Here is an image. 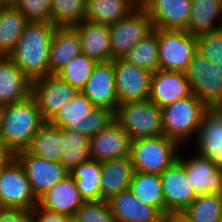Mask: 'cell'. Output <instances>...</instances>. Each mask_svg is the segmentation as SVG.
Masks as SVG:
<instances>
[{"label": "cell", "instance_id": "32", "mask_svg": "<svg viewBox=\"0 0 222 222\" xmlns=\"http://www.w3.org/2000/svg\"><path fill=\"white\" fill-rule=\"evenodd\" d=\"M101 169L102 162L89 159L80 163L70 172L84 201L102 200L100 192Z\"/></svg>", "mask_w": 222, "mask_h": 222}, {"label": "cell", "instance_id": "22", "mask_svg": "<svg viewBox=\"0 0 222 222\" xmlns=\"http://www.w3.org/2000/svg\"><path fill=\"white\" fill-rule=\"evenodd\" d=\"M32 81L7 57L0 56V107L31 95Z\"/></svg>", "mask_w": 222, "mask_h": 222}, {"label": "cell", "instance_id": "24", "mask_svg": "<svg viewBox=\"0 0 222 222\" xmlns=\"http://www.w3.org/2000/svg\"><path fill=\"white\" fill-rule=\"evenodd\" d=\"M79 34L73 26H56L49 54V74H56L81 54Z\"/></svg>", "mask_w": 222, "mask_h": 222}, {"label": "cell", "instance_id": "43", "mask_svg": "<svg viewBox=\"0 0 222 222\" xmlns=\"http://www.w3.org/2000/svg\"><path fill=\"white\" fill-rule=\"evenodd\" d=\"M0 222H34L32 210L5 209L0 215Z\"/></svg>", "mask_w": 222, "mask_h": 222}, {"label": "cell", "instance_id": "6", "mask_svg": "<svg viewBox=\"0 0 222 222\" xmlns=\"http://www.w3.org/2000/svg\"><path fill=\"white\" fill-rule=\"evenodd\" d=\"M0 201L5 209L32 210L38 199L23 166L12 155L0 164Z\"/></svg>", "mask_w": 222, "mask_h": 222}, {"label": "cell", "instance_id": "19", "mask_svg": "<svg viewBox=\"0 0 222 222\" xmlns=\"http://www.w3.org/2000/svg\"><path fill=\"white\" fill-rule=\"evenodd\" d=\"M112 215L118 222H162L163 214L155 207L138 200L130 189L109 200Z\"/></svg>", "mask_w": 222, "mask_h": 222}, {"label": "cell", "instance_id": "25", "mask_svg": "<svg viewBox=\"0 0 222 222\" xmlns=\"http://www.w3.org/2000/svg\"><path fill=\"white\" fill-rule=\"evenodd\" d=\"M134 172L130 156L102 162L101 199L107 201L128 190Z\"/></svg>", "mask_w": 222, "mask_h": 222}, {"label": "cell", "instance_id": "39", "mask_svg": "<svg viewBox=\"0 0 222 222\" xmlns=\"http://www.w3.org/2000/svg\"><path fill=\"white\" fill-rule=\"evenodd\" d=\"M73 217L79 222H118L106 200L85 201Z\"/></svg>", "mask_w": 222, "mask_h": 222}, {"label": "cell", "instance_id": "28", "mask_svg": "<svg viewBox=\"0 0 222 222\" xmlns=\"http://www.w3.org/2000/svg\"><path fill=\"white\" fill-rule=\"evenodd\" d=\"M62 141V128L45 122L32 137L26 151L49 161L60 162Z\"/></svg>", "mask_w": 222, "mask_h": 222}, {"label": "cell", "instance_id": "47", "mask_svg": "<svg viewBox=\"0 0 222 222\" xmlns=\"http://www.w3.org/2000/svg\"><path fill=\"white\" fill-rule=\"evenodd\" d=\"M9 155L1 148L0 146V164L8 157Z\"/></svg>", "mask_w": 222, "mask_h": 222}, {"label": "cell", "instance_id": "27", "mask_svg": "<svg viewBox=\"0 0 222 222\" xmlns=\"http://www.w3.org/2000/svg\"><path fill=\"white\" fill-rule=\"evenodd\" d=\"M138 6L135 0H86L84 20L112 25L128 16Z\"/></svg>", "mask_w": 222, "mask_h": 222}, {"label": "cell", "instance_id": "17", "mask_svg": "<svg viewBox=\"0 0 222 222\" xmlns=\"http://www.w3.org/2000/svg\"><path fill=\"white\" fill-rule=\"evenodd\" d=\"M131 144L132 138L115 121L108 128L90 138V157L98 162L129 157Z\"/></svg>", "mask_w": 222, "mask_h": 222}, {"label": "cell", "instance_id": "20", "mask_svg": "<svg viewBox=\"0 0 222 222\" xmlns=\"http://www.w3.org/2000/svg\"><path fill=\"white\" fill-rule=\"evenodd\" d=\"M71 174L61 179L48 189L39 199L38 205L48 211L63 213L73 217L76 210L84 203Z\"/></svg>", "mask_w": 222, "mask_h": 222}, {"label": "cell", "instance_id": "38", "mask_svg": "<svg viewBox=\"0 0 222 222\" xmlns=\"http://www.w3.org/2000/svg\"><path fill=\"white\" fill-rule=\"evenodd\" d=\"M197 52L222 70V29L197 36Z\"/></svg>", "mask_w": 222, "mask_h": 222}, {"label": "cell", "instance_id": "15", "mask_svg": "<svg viewBox=\"0 0 222 222\" xmlns=\"http://www.w3.org/2000/svg\"><path fill=\"white\" fill-rule=\"evenodd\" d=\"M81 92L95 107L116 111L118 100L113 60L97 62Z\"/></svg>", "mask_w": 222, "mask_h": 222}, {"label": "cell", "instance_id": "50", "mask_svg": "<svg viewBox=\"0 0 222 222\" xmlns=\"http://www.w3.org/2000/svg\"><path fill=\"white\" fill-rule=\"evenodd\" d=\"M139 5L144 1V0H135Z\"/></svg>", "mask_w": 222, "mask_h": 222}, {"label": "cell", "instance_id": "45", "mask_svg": "<svg viewBox=\"0 0 222 222\" xmlns=\"http://www.w3.org/2000/svg\"><path fill=\"white\" fill-rule=\"evenodd\" d=\"M16 0H0L2 7L15 6Z\"/></svg>", "mask_w": 222, "mask_h": 222}, {"label": "cell", "instance_id": "18", "mask_svg": "<svg viewBox=\"0 0 222 222\" xmlns=\"http://www.w3.org/2000/svg\"><path fill=\"white\" fill-rule=\"evenodd\" d=\"M192 95L190 83L184 72L159 69L152 74L149 98L158 107Z\"/></svg>", "mask_w": 222, "mask_h": 222}, {"label": "cell", "instance_id": "26", "mask_svg": "<svg viewBox=\"0 0 222 222\" xmlns=\"http://www.w3.org/2000/svg\"><path fill=\"white\" fill-rule=\"evenodd\" d=\"M222 29V0H191L187 31L199 36Z\"/></svg>", "mask_w": 222, "mask_h": 222}, {"label": "cell", "instance_id": "36", "mask_svg": "<svg viewBox=\"0 0 222 222\" xmlns=\"http://www.w3.org/2000/svg\"><path fill=\"white\" fill-rule=\"evenodd\" d=\"M86 0H51V23L73 26L84 21Z\"/></svg>", "mask_w": 222, "mask_h": 222}, {"label": "cell", "instance_id": "46", "mask_svg": "<svg viewBox=\"0 0 222 222\" xmlns=\"http://www.w3.org/2000/svg\"><path fill=\"white\" fill-rule=\"evenodd\" d=\"M214 162H215L216 168L222 173V154Z\"/></svg>", "mask_w": 222, "mask_h": 222}, {"label": "cell", "instance_id": "41", "mask_svg": "<svg viewBox=\"0 0 222 222\" xmlns=\"http://www.w3.org/2000/svg\"><path fill=\"white\" fill-rule=\"evenodd\" d=\"M29 22L51 23V0H16L15 6Z\"/></svg>", "mask_w": 222, "mask_h": 222}, {"label": "cell", "instance_id": "49", "mask_svg": "<svg viewBox=\"0 0 222 222\" xmlns=\"http://www.w3.org/2000/svg\"><path fill=\"white\" fill-rule=\"evenodd\" d=\"M68 222H79V221H77L74 217H70Z\"/></svg>", "mask_w": 222, "mask_h": 222}, {"label": "cell", "instance_id": "7", "mask_svg": "<svg viewBox=\"0 0 222 222\" xmlns=\"http://www.w3.org/2000/svg\"><path fill=\"white\" fill-rule=\"evenodd\" d=\"M159 69L185 72L197 52V36L186 30L158 29Z\"/></svg>", "mask_w": 222, "mask_h": 222}, {"label": "cell", "instance_id": "3", "mask_svg": "<svg viewBox=\"0 0 222 222\" xmlns=\"http://www.w3.org/2000/svg\"><path fill=\"white\" fill-rule=\"evenodd\" d=\"M209 109L194 94L161 107L163 135L177 142L181 147L185 146L189 139L194 141L200 123Z\"/></svg>", "mask_w": 222, "mask_h": 222}, {"label": "cell", "instance_id": "14", "mask_svg": "<svg viewBox=\"0 0 222 222\" xmlns=\"http://www.w3.org/2000/svg\"><path fill=\"white\" fill-rule=\"evenodd\" d=\"M140 5L147 11L153 28L187 31L191 0H144Z\"/></svg>", "mask_w": 222, "mask_h": 222}, {"label": "cell", "instance_id": "12", "mask_svg": "<svg viewBox=\"0 0 222 222\" xmlns=\"http://www.w3.org/2000/svg\"><path fill=\"white\" fill-rule=\"evenodd\" d=\"M13 156L23 166L37 199L70 174L60 162L43 159L26 150H20Z\"/></svg>", "mask_w": 222, "mask_h": 222}, {"label": "cell", "instance_id": "11", "mask_svg": "<svg viewBox=\"0 0 222 222\" xmlns=\"http://www.w3.org/2000/svg\"><path fill=\"white\" fill-rule=\"evenodd\" d=\"M113 68L118 105L149 98L152 72L127 63L122 58L113 60Z\"/></svg>", "mask_w": 222, "mask_h": 222}, {"label": "cell", "instance_id": "44", "mask_svg": "<svg viewBox=\"0 0 222 222\" xmlns=\"http://www.w3.org/2000/svg\"><path fill=\"white\" fill-rule=\"evenodd\" d=\"M162 222H190L182 213H170L163 216Z\"/></svg>", "mask_w": 222, "mask_h": 222}, {"label": "cell", "instance_id": "48", "mask_svg": "<svg viewBox=\"0 0 222 222\" xmlns=\"http://www.w3.org/2000/svg\"><path fill=\"white\" fill-rule=\"evenodd\" d=\"M5 208L0 201V215L4 212Z\"/></svg>", "mask_w": 222, "mask_h": 222}, {"label": "cell", "instance_id": "30", "mask_svg": "<svg viewBox=\"0 0 222 222\" xmlns=\"http://www.w3.org/2000/svg\"><path fill=\"white\" fill-rule=\"evenodd\" d=\"M141 202L157 208L165 215L161 176L135 171L129 188Z\"/></svg>", "mask_w": 222, "mask_h": 222}, {"label": "cell", "instance_id": "40", "mask_svg": "<svg viewBox=\"0 0 222 222\" xmlns=\"http://www.w3.org/2000/svg\"><path fill=\"white\" fill-rule=\"evenodd\" d=\"M81 123V134L92 138L115 122V111L95 108Z\"/></svg>", "mask_w": 222, "mask_h": 222}, {"label": "cell", "instance_id": "31", "mask_svg": "<svg viewBox=\"0 0 222 222\" xmlns=\"http://www.w3.org/2000/svg\"><path fill=\"white\" fill-rule=\"evenodd\" d=\"M122 59L154 73L159 70L158 28H153Z\"/></svg>", "mask_w": 222, "mask_h": 222}, {"label": "cell", "instance_id": "21", "mask_svg": "<svg viewBox=\"0 0 222 222\" xmlns=\"http://www.w3.org/2000/svg\"><path fill=\"white\" fill-rule=\"evenodd\" d=\"M79 34L82 53L95 62L112 61L109 25L82 21L73 25Z\"/></svg>", "mask_w": 222, "mask_h": 222}, {"label": "cell", "instance_id": "2", "mask_svg": "<svg viewBox=\"0 0 222 222\" xmlns=\"http://www.w3.org/2000/svg\"><path fill=\"white\" fill-rule=\"evenodd\" d=\"M56 25L29 22L8 58L31 80L49 75V54Z\"/></svg>", "mask_w": 222, "mask_h": 222}, {"label": "cell", "instance_id": "29", "mask_svg": "<svg viewBox=\"0 0 222 222\" xmlns=\"http://www.w3.org/2000/svg\"><path fill=\"white\" fill-rule=\"evenodd\" d=\"M25 15L16 7H2L0 10V56H7L14 50L26 25Z\"/></svg>", "mask_w": 222, "mask_h": 222}, {"label": "cell", "instance_id": "37", "mask_svg": "<svg viewBox=\"0 0 222 222\" xmlns=\"http://www.w3.org/2000/svg\"><path fill=\"white\" fill-rule=\"evenodd\" d=\"M96 63L97 62L93 59L81 53L68 62L67 65L55 75L72 87L81 91L90 77L92 69Z\"/></svg>", "mask_w": 222, "mask_h": 222}, {"label": "cell", "instance_id": "42", "mask_svg": "<svg viewBox=\"0 0 222 222\" xmlns=\"http://www.w3.org/2000/svg\"><path fill=\"white\" fill-rule=\"evenodd\" d=\"M32 215L34 222H68L70 218L66 214L48 211L39 205L32 209Z\"/></svg>", "mask_w": 222, "mask_h": 222}, {"label": "cell", "instance_id": "33", "mask_svg": "<svg viewBox=\"0 0 222 222\" xmlns=\"http://www.w3.org/2000/svg\"><path fill=\"white\" fill-rule=\"evenodd\" d=\"M62 154L60 163L70 173L90 157V138L69 128H62Z\"/></svg>", "mask_w": 222, "mask_h": 222}, {"label": "cell", "instance_id": "16", "mask_svg": "<svg viewBox=\"0 0 222 222\" xmlns=\"http://www.w3.org/2000/svg\"><path fill=\"white\" fill-rule=\"evenodd\" d=\"M195 153L192 156L189 154L188 157L180 154L178 156L195 194L221 193L222 173L216 168L215 162Z\"/></svg>", "mask_w": 222, "mask_h": 222}, {"label": "cell", "instance_id": "34", "mask_svg": "<svg viewBox=\"0 0 222 222\" xmlns=\"http://www.w3.org/2000/svg\"><path fill=\"white\" fill-rule=\"evenodd\" d=\"M95 108L93 103L80 91L70 103L61 108L50 123L59 128H69L81 133L82 120L89 116Z\"/></svg>", "mask_w": 222, "mask_h": 222}, {"label": "cell", "instance_id": "10", "mask_svg": "<svg viewBox=\"0 0 222 222\" xmlns=\"http://www.w3.org/2000/svg\"><path fill=\"white\" fill-rule=\"evenodd\" d=\"M152 29L151 19L141 5L117 23L109 25L112 59L122 58Z\"/></svg>", "mask_w": 222, "mask_h": 222}, {"label": "cell", "instance_id": "1", "mask_svg": "<svg viewBox=\"0 0 222 222\" xmlns=\"http://www.w3.org/2000/svg\"><path fill=\"white\" fill-rule=\"evenodd\" d=\"M44 123L32 95L22 101L0 107L1 148L12 156L20 150H26L32 137Z\"/></svg>", "mask_w": 222, "mask_h": 222}, {"label": "cell", "instance_id": "4", "mask_svg": "<svg viewBox=\"0 0 222 222\" xmlns=\"http://www.w3.org/2000/svg\"><path fill=\"white\" fill-rule=\"evenodd\" d=\"M180 148L164 135L134 139L130 153L134 171L160 175L178 159Z\"/></svg>", "mask_w": 222, "mask_h": 222}, {"label": "cell", "instance_id": "13", "mask_svg": "<svg viewBox=\"0 0 222 222\" xmlns=\"http://www.w3.org/2000/svg\"><path fill=\"white\" fill-rule=\"evenodd\" d=\"M165 215L182 213L196 198L183 164L177 159L161 174Z\"/></svg>", "mask_w": 222, "mask_h": 222}, {"label": "cell", "instance_id": "8", "mask_svg": "<svg viewBox=\"0 0 222 222\" xmlns=\"http://www.w3.org/2000/svg\"><path fill=\"white\" fill-rule=\"evenodd\" d=\"M192 94L210 109L222 105V70L217 69L206 57L196 52L184 72Z\"/></svg>", "mask_w": 222, "mask_h": 222}, {"label": "cell", "instance_id": "35", "mask_svg": "<svg viewBox=\"0 0 222 222\" xmlns=\"http://www.w3.org/2000/svg\"><path fill=\"white\" fill-rule=\"evenodd\" d=\"M182 214H184L190 222H221V193L197 195Z\"/></svg>", "mask_w": 222, "mask_h": 222}, {"label": "cell", "instance_id": "5", "mask_svg": "<svg viewBox=\"0 0 222 222\" xmlns=\"http://www.w3.org/2000/svg\"><path fill=\"white\" fill-rule=\"evenodd\" d=\"M115 121L132 140L163 135L161 107L150 99L119 104Z\"/></svg>", "mask_w": 222, "mask_h": 222}, {"label": "cell", "instance_id": "9", "mask_svg": "<svg viewBox=\"0 0 222 222\" xmlns=\"http://www.w3.org/2000/svg\"><path fill=\"white\" fill-rule=\"evenodd\" d=\"M79 90L49 74L32 81L31 95L35 98L39 112L45 122H50L64 105L79 94Z\"/></svg>", "mask_w": 222, "mask_h": 222}, {"label": "cell", "instance_id": "23", "mask_svg": "<svg viewBox=\"0 0 222 222\" xmlns=\"http://www.w3.org/2000/svg\"><path fill=\"white\" fill-rule=\"evenodd\" d=\"M195 152L215 161L222 154V111L209 109L200 123L195 138Z\"/></svg>", "mask_w": 222, "mask_h": 222}]
</instances>
